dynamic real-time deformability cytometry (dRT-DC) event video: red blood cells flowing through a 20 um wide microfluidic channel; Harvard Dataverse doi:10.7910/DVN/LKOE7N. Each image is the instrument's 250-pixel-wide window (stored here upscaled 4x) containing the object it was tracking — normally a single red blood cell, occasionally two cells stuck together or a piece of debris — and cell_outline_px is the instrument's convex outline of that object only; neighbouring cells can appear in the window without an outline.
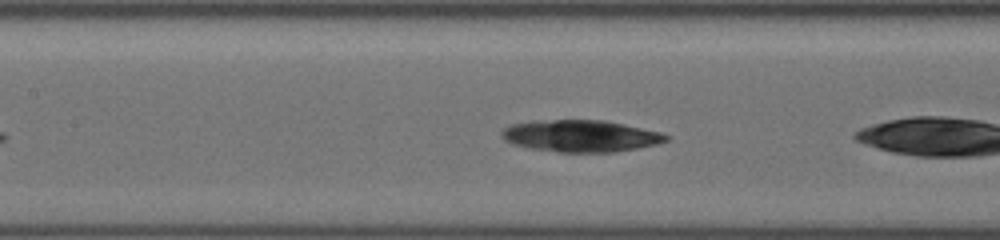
{"species": "common noctule bat (a hibernating species)", "species_latin": "Nyctalus noctula", "temperature_condition": "cold", "stored_images_in_passage": 13, "camera_frame_rate_fps": 3000, "um_per_image_px": 0.085, "animal": {"sex": "female", "body_mass_g": 19.5, "forearm_length_mm": 54.1}, "frame": {"image": 1, "passage_image": 10, "time_ms": 2.0, "image_size_px": [1000, 240], "cell_outline_px": [[672, 136], [668, 140], [656, 144], [636, 148], [612, 152], [556, 152], [528, 148], [512, 144], [504, 140], [500, 136], [500, 132], [504, 128], [512, 124], [532, 120], [604, 120], [624, 124], [660, 132]], "centroid_in_image_um": [49.31, 11.55], "position_along_channel_um": 158.1, "area_um2": 30.69}}